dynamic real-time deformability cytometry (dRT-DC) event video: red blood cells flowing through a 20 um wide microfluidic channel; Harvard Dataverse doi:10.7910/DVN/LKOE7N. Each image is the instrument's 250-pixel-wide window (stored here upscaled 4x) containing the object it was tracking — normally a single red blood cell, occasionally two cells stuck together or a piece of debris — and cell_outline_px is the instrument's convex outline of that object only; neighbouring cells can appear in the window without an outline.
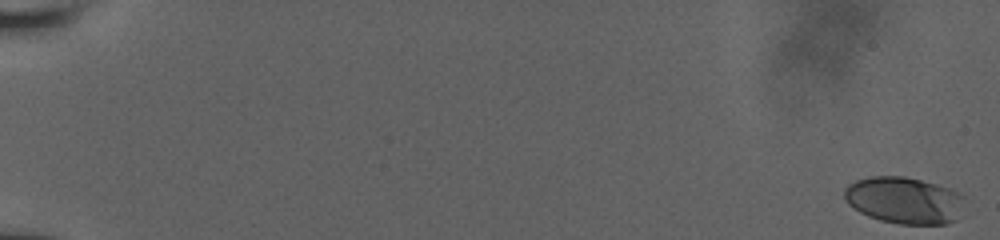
{"species": "human", "species_latin": "Homo sapiens", "temperature_condition": "room temperature", "stored_images_in_passage": 9, "camera_frame_rate_fps": 3000, "um_per_image_px": 0.085, "donor": {"sex": "male"}, "frame": {"image": 1, "passage_image": 1, "time_ms": 0.0, "image_size_px": [1000, 240], "cell_outline_px": [[964, 196], [956, 220], [948, 224], [900, 224], [880, 220], [868, 216], [860, 212], [848, 204], [844, 196], [844, 188], [848, 184], [856, 180], [872, 176], [904, 176], [936, 184], [948, 188]], "centroid_in_image_um": [76.82, 17.02], "position_along_channel_um": 8.2, "area_um2": 32.6}}